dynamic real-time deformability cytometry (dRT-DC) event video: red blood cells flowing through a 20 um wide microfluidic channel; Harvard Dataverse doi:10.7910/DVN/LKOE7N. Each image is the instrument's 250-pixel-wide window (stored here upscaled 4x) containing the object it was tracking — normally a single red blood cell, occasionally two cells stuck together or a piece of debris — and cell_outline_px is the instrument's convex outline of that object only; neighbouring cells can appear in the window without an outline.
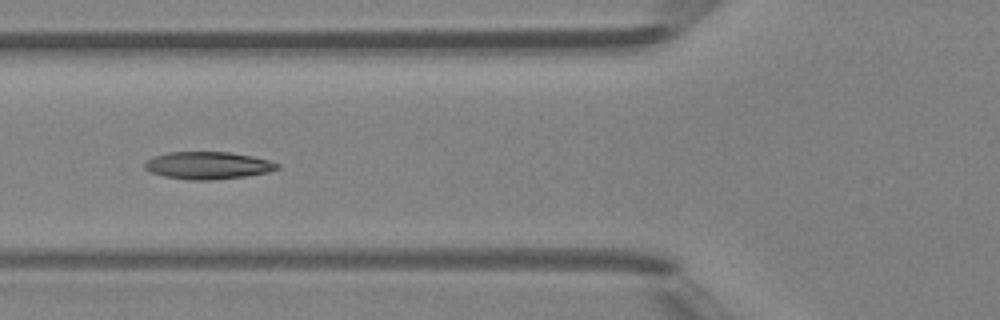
{"species": "Egyptian fruit bat (a non-hibernating species)", "species_latin": "Rousettus aegyptiacus", "temperature_condition": "room temperature", "stored_images_in_passage": 4, "camera_frame_rate_fps": 3000, "um_per_image_px": 0.085, "animal": {"sex": "female"}, "frame": {"image": 1, "passage_image": 4, "time_ms": 3.333, "image_size_px": [1000, 320], "cell_outline_px": [[280, 168], [268, 172], [244, 176], [212, 180], [188, 180], [164, 176], [152, 172], [144, 168], [144, 160], [152, 156], [168, 152], [228, 152], [252, 156], [268, 160], [280, 164]], "centroid_in_image_um": [17.64, 14.05], "position_along_channel_um": 108.2, "area_um2": 21.21}}